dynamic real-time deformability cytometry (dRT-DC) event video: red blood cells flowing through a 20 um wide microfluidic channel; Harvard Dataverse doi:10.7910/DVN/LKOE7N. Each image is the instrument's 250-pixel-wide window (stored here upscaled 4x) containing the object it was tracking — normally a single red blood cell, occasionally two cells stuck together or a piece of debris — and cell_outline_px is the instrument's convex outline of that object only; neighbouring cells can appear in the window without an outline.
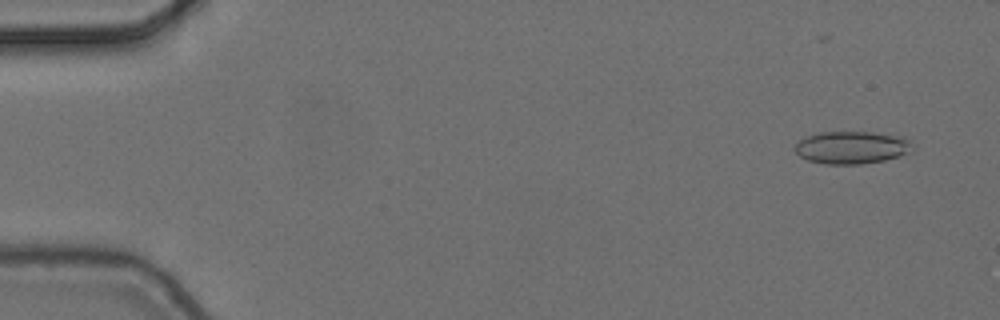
{"species": "common noctule bat (a hibernating species)", "species_latin": "Nyctalus noctula", "temperature_condition": "cold", "stored_images_in_passage": 5, "camera_frame_rate_fps": 3000, "um_per_image_px": 0.085, "animal": {"sex": "female", "body_mass_g": 24.6, "forearm_length_mm": 56.2}, "frame": {"image": 1, "passage_image": 2, "time_ms": 0.333, "image_size_px": [1000, 320], "cell_outline_px": [[912, 152], [900, 156], [884, 160], [860, 164], [824, 164], [808, 160], [800, 156], [792, 148], [800, 140], [808, 136], [820, 132], [872, 132], [904, 136], [912, 140]], "centroid_in_image_um": [72.44, 12.53], "position_along_channel_um": 12.6, "area_um2": 22.54}}
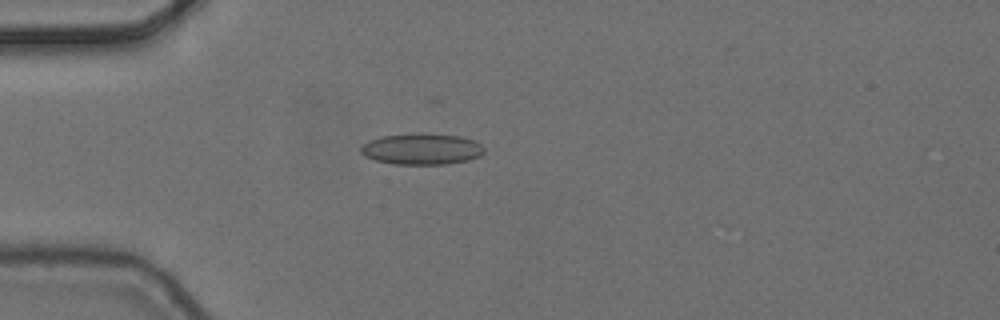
{"frame": {"image": 2, "passage_image": 5, "time_ms": 1.333, "image_size_px": [1000, 320], "cell_outline_px": [[484, 152], [480, 156], [468, 160], [448, 164], [392, 164], [376, 160], [364, 156], [360, 152], [360, 148], [364, 144], [380, 136], [420, 132], [424, 132], [460, 136], [476, 140], [484, 148]], "centroid_in_image_um": [35.87, 12.65], "position_along_channel_um": 49.1, "area_um2": 22.72}}